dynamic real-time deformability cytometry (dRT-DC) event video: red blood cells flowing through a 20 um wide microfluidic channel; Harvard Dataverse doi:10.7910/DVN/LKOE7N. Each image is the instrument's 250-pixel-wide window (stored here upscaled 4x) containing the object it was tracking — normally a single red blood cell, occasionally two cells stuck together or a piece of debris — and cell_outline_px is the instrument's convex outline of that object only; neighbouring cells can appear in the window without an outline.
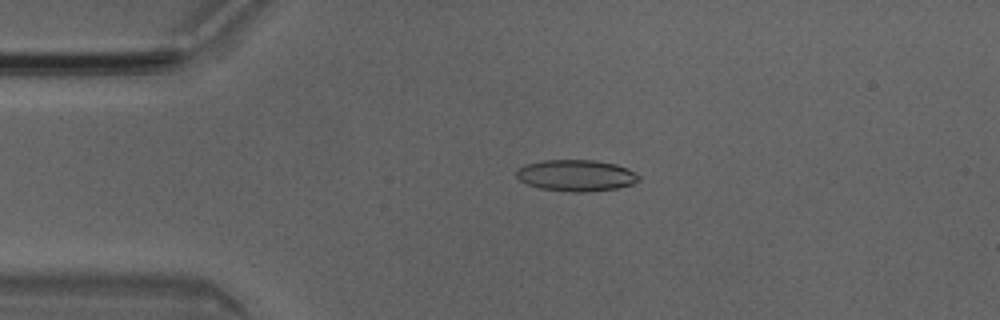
{"species": "Egyptian fruit bat (a non-hibernating species)", "species_latin": "Rousettus aegyptiacus", "temperature_condition": "room temperature", "stored_images_in_passage": 50, "camera_frame_rate_fps": 3000, "um_per_image_px": 0.085, "animal": {"sex": "male"}, "frame": {"image": 1, "passage_image": 11, "time_ms": 3.333, "image_size_px": [1000, 320], "cell_outline_px": [[640, 180], [632, 184], [616, 188], [588, 192], [572, 192], [540, 188], [528, 184], [520, 180], [516, 176], [516, 172], [524, 164], [544, 160], [596, 160], [616, 164], [628, 168], [640, 176]], "centroid_in_image_um": [48.99, 14.91], "position_along_channel_um": 36.0, "area_um2": 22.43}}
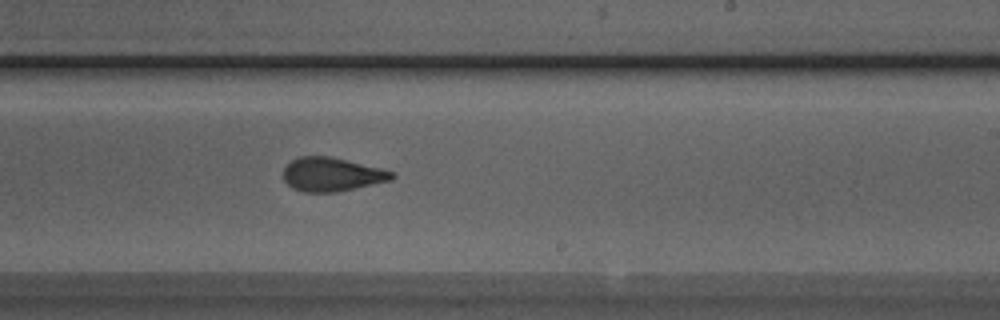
{"frame": {"image": 2, "passage_image": 30, "time_ms": 9.667, "image_size_px": [1000, 320], "cell_outline_px": [[396, 176], [392, 180], [336, 192], [304, 192], [292, 188], [284, 180], [284, 168], [292, 160], [300, 156], [332, 156], [380, 168], [392, 172]], "centroid_in_image_um": [28.2, 14.82], "position_along_channel_um": 260.8, "area_um2": 21.27}}
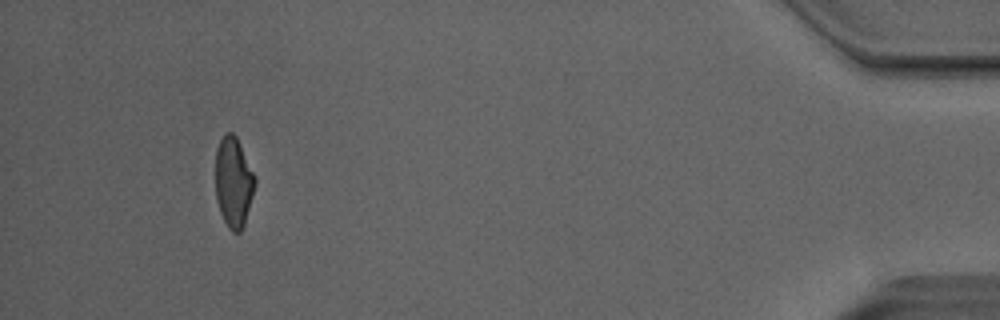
{"frame": {"image": 3, "passage_image": 47, "time_ms": 15.333, "image_size_px": [1000, 320], "cell_outline_px": [[256, 184], [244, 224], [240, 232], [232, 232], [228, 228], [220, 212], [216, 200], [216, 148], [224, 132], [232, 132], [236, 136], [256, 176]], "centroid_in_image_um": [19.85, 15.46], "position_along_channel_um": 415.3, "area_um2": 20.87}, "authors_computed_cell_mechanics": {"area_um2": 22.0507, "velocity_mm_per_s": 4.0542, "shape_relaxation_time_tau1_ms": 7.3752, "shape_relaxation_time_tau2_ms": 1.5121, "deformation_change_tau1": 0.1762, "deformation_change_tau2": 0.0934}}